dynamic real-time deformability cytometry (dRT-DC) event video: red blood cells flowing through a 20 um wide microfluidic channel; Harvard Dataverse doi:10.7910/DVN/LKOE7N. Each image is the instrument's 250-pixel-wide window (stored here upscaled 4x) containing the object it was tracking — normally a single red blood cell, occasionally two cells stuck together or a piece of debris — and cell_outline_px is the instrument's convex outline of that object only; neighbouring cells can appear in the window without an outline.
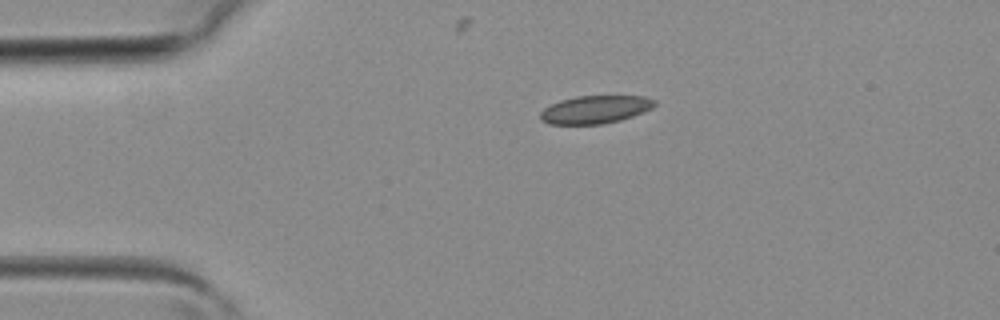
{"species": "common noctule bat (a hibernating species)", "species_latin": "Nyctalus noctula", "temperature_condition": "room temperature", "stored_images_in_passage": 2, "camera_frame_rate_fps": 3000, "um_per_image_px": 0.085, "animal": {"sex": "female", "body_mass_g": 19.3, "forearm_length_mm": 54.1}, "frame": {"image": 1, "passage_image": 1, "time_ms": 0.0, "image_size_px": [1000, 320], "cell_outline_px": [[656, 104], [652, 108], [644, 112], [620, 120], [604, 124], [548, 124], [540, 120], [540, 112], [544, 108], [560, 100], [576, 96], [644, 96], [656, 100]], "centroid_in_image_um": [50.59, 9.31], "position_along_channel_um": 34.4, "area_um2": 18.67}}